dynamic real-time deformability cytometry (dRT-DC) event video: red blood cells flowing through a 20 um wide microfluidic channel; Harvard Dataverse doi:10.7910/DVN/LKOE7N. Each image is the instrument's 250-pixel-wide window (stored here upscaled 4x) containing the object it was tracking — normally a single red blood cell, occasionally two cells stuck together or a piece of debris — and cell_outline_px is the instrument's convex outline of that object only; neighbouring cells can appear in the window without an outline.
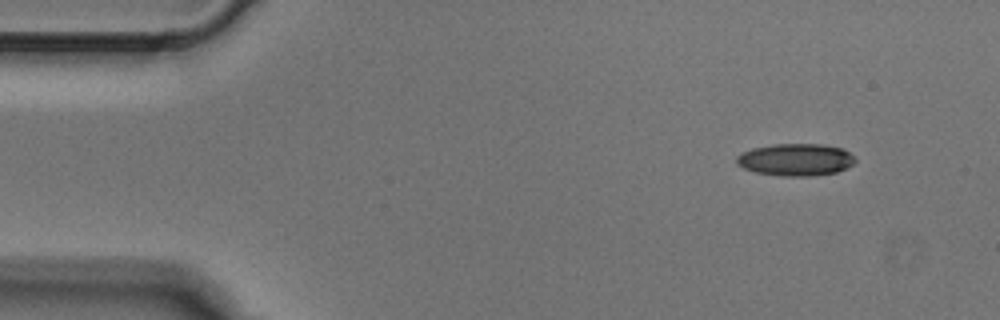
{"species": "Egyptian fruit bat (a non-hibernating species)", "species_latin": "Rousettus aegyptiacus", "temperature_condition": "cold", "stored_images_in_passage": 4, "camera_frame_rate_fps": 3000, "um_per_image_px": 0.085, "animal": {"sex": "male"}, "frame": {"image": 1, "passage_image": 1, "time_ms": 0.0, "image_size_px": [1000, 320], "cell_outline_px": [[856, 160], [852, 164], [836, 172], [812, 176], [784, 176], [756, 172], [744, 168], [736, 164], [736, 156], [752, 148], [772, 144], [824, 144], [840, 148], [848, 152]], "centroid_in_image_um": [67.6, 13.57], "position_along_channel_um": 17.4, "area_um2": 22.08}}
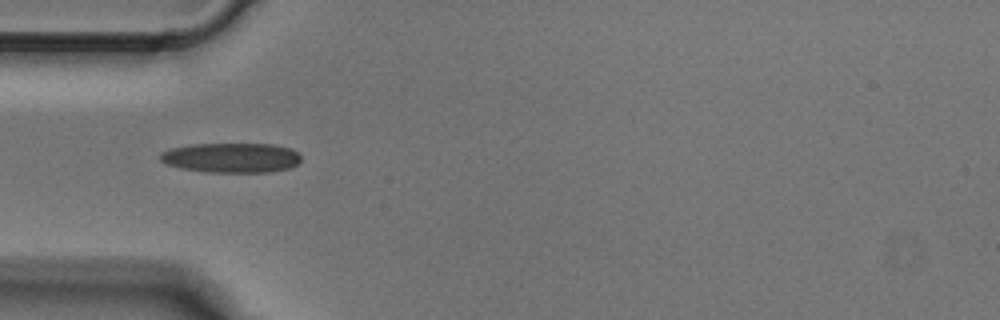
{"frame": {"image": 2, "passage_image": 4, "time_ms": 1.0, "image_size_px": [1000, 320], "cell_outline_px": [[300, 160], [296, 164], [288, 168], [268, 172], [208, 172], [180, 168], [164, 164], [160, 160], [160, 152], [172, 148], [192, 144], [272, 144], [292, 148], [300, 152]], "centroid_in_image_um": [19.65, 13.4], "position_along_channel_um": 65.3, "area_um2": 24.57}}